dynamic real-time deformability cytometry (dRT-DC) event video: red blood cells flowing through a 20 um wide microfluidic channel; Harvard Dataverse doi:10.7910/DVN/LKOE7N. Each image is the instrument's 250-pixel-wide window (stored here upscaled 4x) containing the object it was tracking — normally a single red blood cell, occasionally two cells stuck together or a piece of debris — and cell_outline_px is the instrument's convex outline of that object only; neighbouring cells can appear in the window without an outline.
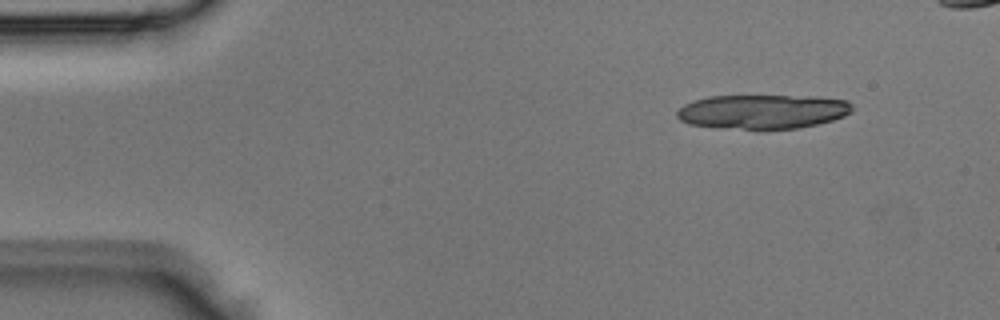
{"species": "Egyptian fruit bat (a non-hibernating species)", "species_latin": "Rousettus aegyptiacus", "temperature_condition": "room temperature", "stored_images_in_passage": 4, "camera_frame_rate_fps": 3000, "um_per_image_px": 0.085, "animal": {"sex": "male"}, "frame": {"image": 1, "passage_image": 4, "time_ms": 1.0, "image_size_px": [1000, 320], "cell_outline_px": [[852, 112], [844, 116], [832, 120], [800, 128], [764, 132], [756, 132], [716, 128], [688, 124], [680, 120], [676, 116], [676, 112], [684, 104], [708, 96], [816, 96], [848, 100], [852, 104]], "centroid_in_image_um": [64.82, 9.53], "position_along_channel_um": 20.2, "area_um2": 36.36}}